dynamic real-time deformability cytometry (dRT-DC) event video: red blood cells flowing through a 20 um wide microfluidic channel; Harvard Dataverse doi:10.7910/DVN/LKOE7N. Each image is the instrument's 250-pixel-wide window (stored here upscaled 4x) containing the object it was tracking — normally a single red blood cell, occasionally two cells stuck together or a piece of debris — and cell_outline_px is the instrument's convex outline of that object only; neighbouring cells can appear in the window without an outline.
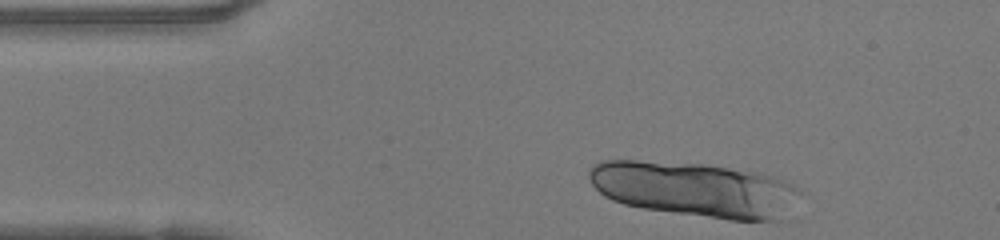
{"species": "human", "species_latin": "Homo sapiens", "temperature_condition": "warm", "stored_images_in_passage": 7, "camera_frame_rate_fps": 3000, "um_per_image_px": 0.085, "donor": {"sex": "female"}, "frame": {"image": 1, "passage_image": 1, "time_ms": 0.0, "image_size_px": [1000, 240], "cell_outline_px": [[800, 192], [772, 220], [732, 220], [644, 208], [624, 204], [612, 200], [604, 196], [592, 184], [588, 176], [588, 168], [592, 164], [600, 160], [636, 160], [704, 164], [760, 172], [776, 176], [800, 188]], "centroid_in_image_um": [58.92, 16.04], "position_along_channel_um": 26.1, "area_um2": 66.7}}